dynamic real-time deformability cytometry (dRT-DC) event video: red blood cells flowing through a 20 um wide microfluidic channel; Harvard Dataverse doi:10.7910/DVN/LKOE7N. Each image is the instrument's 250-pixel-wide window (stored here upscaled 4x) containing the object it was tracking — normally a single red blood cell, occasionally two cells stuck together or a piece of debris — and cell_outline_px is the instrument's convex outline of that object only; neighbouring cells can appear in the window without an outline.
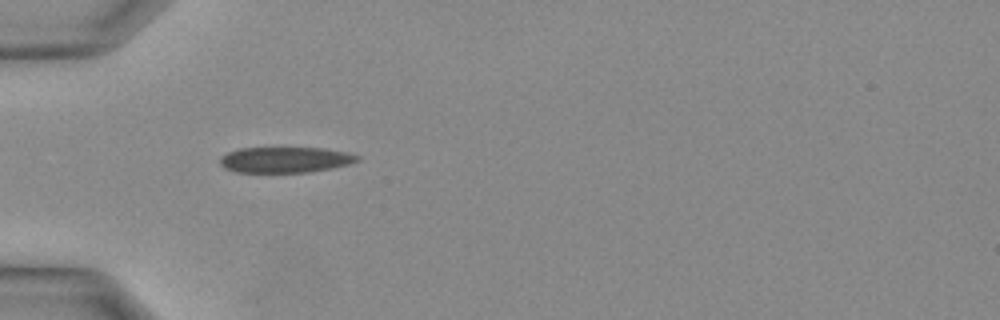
{"species": "Egyptian fruit bat (a non-hibernating species)", "species_latin": "Rousettus aegyptiacus", "temperature_condition": "warm", "stored_images_in_passage": 29, "camera_frame_rate_fps": 3000, "um_per_image_px": 0.085, "animal": {"sex": "female"}, "frame": {"image": 1, "passage_image": 6, "time_ms": 1.667, "image_size_px": [1000, 320], "cell_outline_px": [[360, 160], [348, 164], [332, 168], [312, 172], [232, 172], [224, 168], [220, 164], [220, 156], [228, 152], [240, 148], [324, 148], [348, 152], [360, 156]], "centroid_in_image_um": [24.24, 13.58], "position_along_channel_um": 60.8, "area_um2": 20.75}}
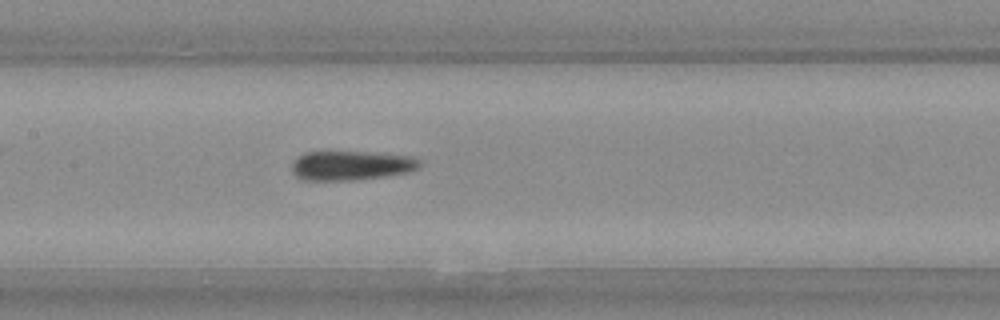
{"frame": {"image": 2, "passage_image": 12, "time_ms": 3.667, "image_size_px": [1000, 320], "cell_outline_px": [[420, 168], [408, 172], [384, 176], [352, 180], [304, 180], [296, 176], [292, 172], [292, 164], [296, 156], [304, 152], [364, 152], [412, 156], [420, 160]], "centroid_in_image_um": [29.82, 14.06], "position_along_channel_um": 177.6, "area_um2": 21.85}}
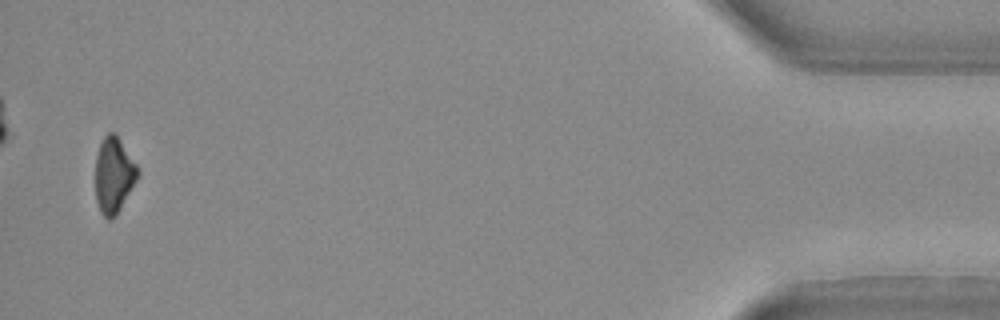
{"frame": {"image": 3, "passage_image": 28, "time_ms": 9.0, "image_size_px": [1000, 320], "cell_outline_px": [[140, 176], [120, 208], [108, 220], [100, 212], [96, 200], [96, 156], [100, 144], [104, 136], [108, 132], [112, 132], [120, 140], [136, 164], [140, 172]], "centroid_in_image_um": [9.68, 14.88], "position_along_channel_um": 425.5, "area_um2": 18.38}}